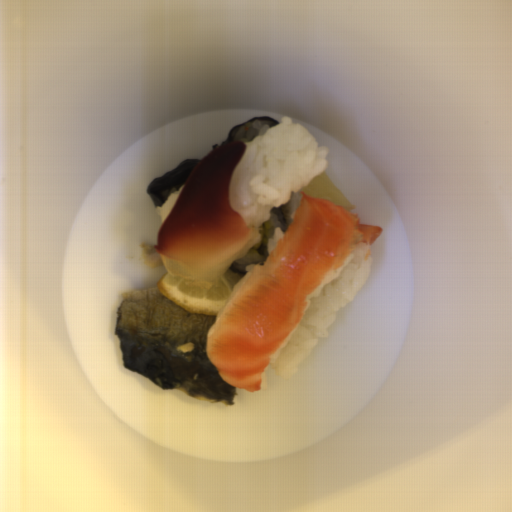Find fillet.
<instances>
[{"label":"fillet","instance_id":"25842a12","mask_svg":"<svg viewBox=\"0 0 512 512\" xmlns=\"http://www.w3.org/2000/svg\"><path fill=\"white\" fill-rule=\"evenodd\" d=\"M302 197L287 231L262 265L233 288L206 334V353L219 377L247 392L296 329L310 295L359 245H374L383 229L329 200Z\"/></svg>","mask_w":512,"mask_h":512},{"label":"fillet","instance_id":"e2c912f1","mask_svg":"<svg viewBox=\"0 0 512 512\" xmlns=\"http://www.w3.org/2000/svg\"><path fill=\"white\" fill-rule=\"evenodd\" d=\"M245 150L237 140L212 148L159 227L153 248L172 277L216 281L259 242L255 227L231 205L232 176Z\"/></svg>","mask_w":512,"mask_h":512}]
</instances>
